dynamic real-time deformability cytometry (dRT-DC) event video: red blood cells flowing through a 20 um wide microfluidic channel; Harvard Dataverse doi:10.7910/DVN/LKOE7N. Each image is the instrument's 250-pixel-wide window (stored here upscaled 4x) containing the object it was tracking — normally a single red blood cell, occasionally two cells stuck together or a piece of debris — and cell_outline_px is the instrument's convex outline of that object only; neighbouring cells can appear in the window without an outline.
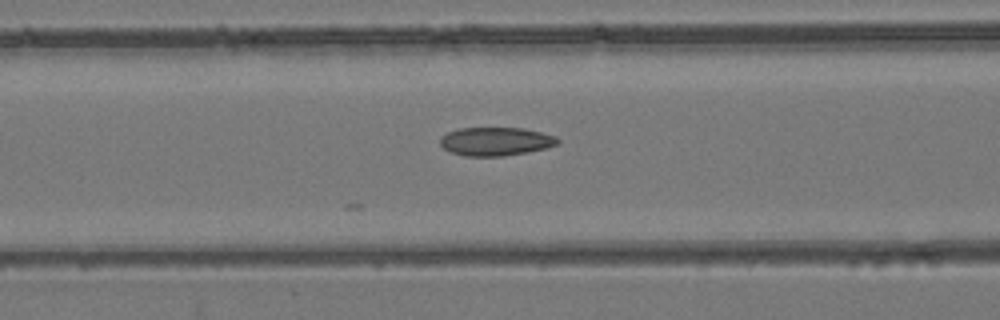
{"species": "common noctule bat (a hibernating species)", "species_latin": "Nyctalus noctula", "temperature_condition": "room temperature", "stored_images_in_passage": 42, "camera_frame_rate_fps": 3000, "um_per_image_px": 0.085, "animal": {"sex": "female", "body_mass_g": 24.6, "forearm_length_mm": 56.2}, "frame": {"image": 1, "passage_image": 23, "time_ms": 7.333, "image_size_px": [1000, 320], "cell_outline_px": [[560, 144], [548, 148], [528, 152], [504, 156], [464, 156], [448, 152], [440, 144], [440, 136], [448, 132], [460, 128], [524, 128], [556, 136], [560, 140]], "centroid_in_image_um": [42.15, 12.03], "position_along_channel_um": 124.5, "area_um2": 19.77}}
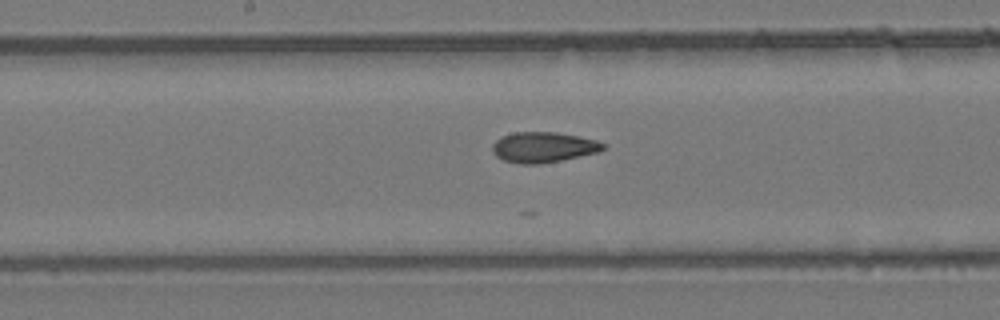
{"frame": {"image": 2, "passage_image": 29, "time_ms": 9.333, "image_size_px": [1000, 320], "cell_outline_px": [[608, 148], [596, 152], [560, 160], [540, 164], [520, 164], [504, 160], [496, 156], [492, 152], [492, 144], [500, 136], [512, 132], [556, 132], [580, 136], [596, 140], [604, 144]], "centroid_in_image_um": [46.15, 12.5], "position_along_channel_um": 202.0, "area_um2": 19.71}}
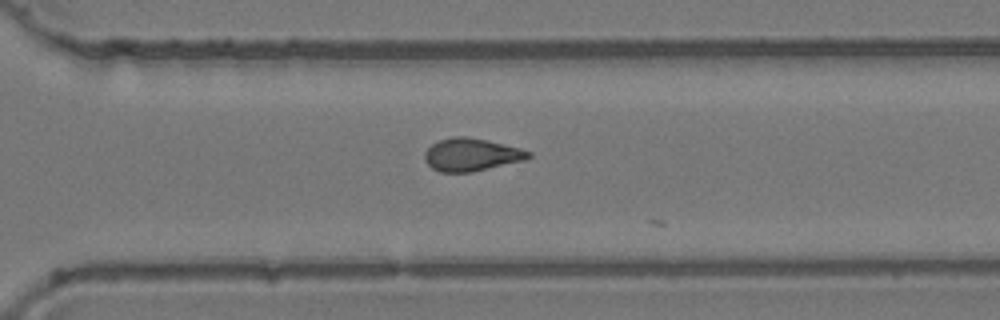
{"frame": {"image": 3, "passage_image": 39, "time_ms": 12.667, "image_size_px": [1000, 320], "cell_outline_px": [[532, 156], [524, 160], [472, 172], [440, 172], [432, 168], [424, 160], [424, 152], [432, 144], [440, 140], [452, 136], [464, 136], [484, 140], [520, 148], [532, 152]], "centroid_in_image_um": [40.04, 13.15], "position_along_channel_um": 330.6, "area_um2": 19.65}}